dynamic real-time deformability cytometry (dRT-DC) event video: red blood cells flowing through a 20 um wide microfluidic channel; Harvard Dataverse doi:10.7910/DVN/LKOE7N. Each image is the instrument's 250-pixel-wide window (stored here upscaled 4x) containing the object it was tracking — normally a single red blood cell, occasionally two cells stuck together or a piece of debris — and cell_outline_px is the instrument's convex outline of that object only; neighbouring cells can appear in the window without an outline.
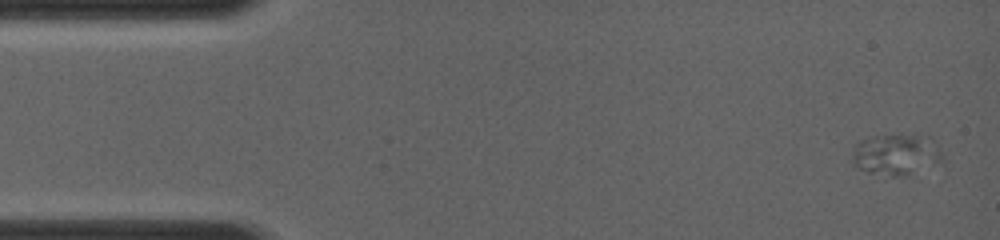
{"species": "common noctule bat (a hibernating species)", "species_latin": "Nyctalus noctula", "temperature_condition": "room temperature", "stored_images_in_passage": 11, "camera_frame_rate_fps": 4000, "um_per_image_px": 0.085, "animal": {"sex": "female", "body_mass_g": 19.0, "forearm_length_mm": 56.7}, "frame": {"image": 1, "passage_image": 1, "time_ms": 0.0, "image_size_px": [1000, 240], "cell_outline_px": [[944, 160], [908, 176], [892, 176], [868, 172], [860, 168], [852, 160], [852, 152], [856, 144], [860, 140], [884, 136], [928, 136]], "centroid_in_image_um": [76.14, 13.17], "position_along_channel_um": 8.9, "area_um2": 20.87}}
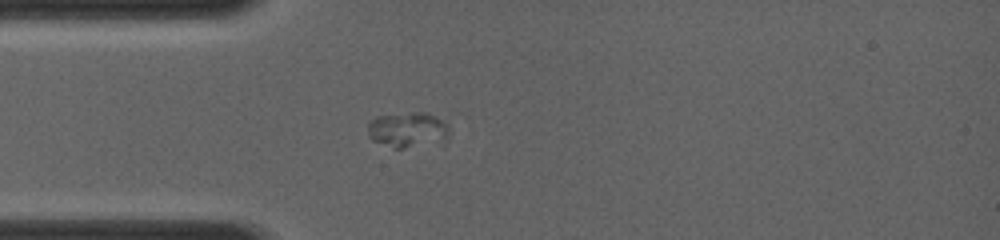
{"frame": {"image": 2, "passage_image": 6, "time_ms": 3.25, "image_size_px": [1000, 240], "cell_outline_px": [[448, 136], [404, 148], [392, 148], [372, 140], [368, 136], [368, 124], [376, 116], [412, 112], [428, 112], [444, 120], [448, 128]], "centroid_in_image_um": [34.57, 10.98], "position_along_channel_um": 50.4, "area_um2": 16.24}}
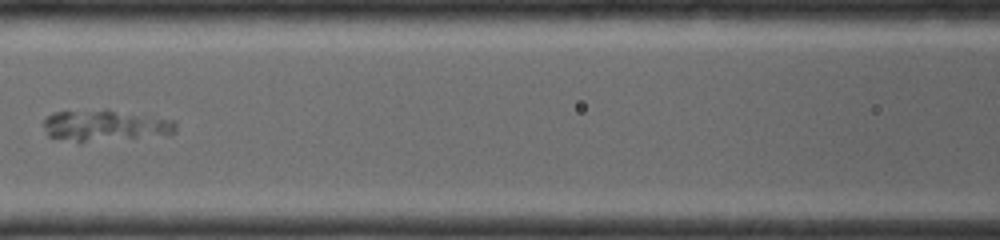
{"frame": {"image": 3, "passage_image": 10, "time_ms": 5.75, "image_size_px": [1000, 240], "cell_outline_px": [[176, 132], [168, 136], [80, 144], [48, 136], [44, 124], [44, 120], [52, 112], [112, 112], [176, 120]], "centroid_in_image_um": [8.98, 10.78], "position_along_channel_um": 157.6, "area_um2": 23.99}}